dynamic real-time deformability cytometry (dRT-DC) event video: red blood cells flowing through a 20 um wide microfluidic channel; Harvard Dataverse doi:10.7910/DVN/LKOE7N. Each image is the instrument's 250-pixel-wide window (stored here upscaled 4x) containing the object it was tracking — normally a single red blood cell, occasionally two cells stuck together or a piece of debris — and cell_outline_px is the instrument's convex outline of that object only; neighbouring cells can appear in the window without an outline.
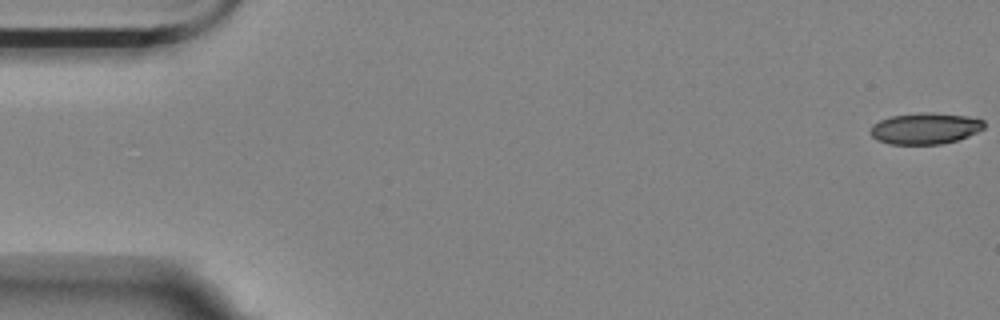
{"species": "Egyptian fruit bat (a non-hibernating species)", "species_latin": "Rousettus aegyptiacus", "temperature_condition": "room temperature", "stored_images_in_passage": 9, "camera_frame_rate_fps": 3000, "um_per_image_px": 0.085, "animal": {"sex": "female"}, "frame": {"image": 1, "passage_image": 1, "time_ms": 0.0, "image_size_px": [1000, 320], "cell_outline_px": [[984, 128], [968, 136], [956, 140], [940, 144], [888, 144], [876, 140], [868, 132], [872, 124], [880, 120], [892, 116], [924, 112], [932, 112], [968, 116], [984, 120]], "centroid_in_image_um": [78.6, 10.91], "position_along_channel_um": 6.4, "area_um2": 20.81}}